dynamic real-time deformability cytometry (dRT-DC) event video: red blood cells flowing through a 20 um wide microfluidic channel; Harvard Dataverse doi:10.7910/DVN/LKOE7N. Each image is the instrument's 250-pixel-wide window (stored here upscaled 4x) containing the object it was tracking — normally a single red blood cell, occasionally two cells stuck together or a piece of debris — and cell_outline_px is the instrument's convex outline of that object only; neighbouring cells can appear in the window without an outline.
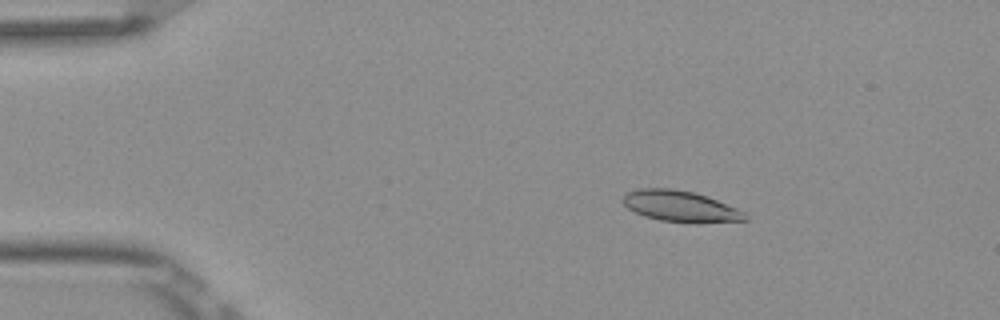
{"species": "Egyptian fruit bat (a non-hibernating species)", "species_latin": "Rousettus aegyptiacus", "temperature_condition": "room temperature", "stored_images_in_passage": 5, "camera_frame_rate_fps": 3000, "um_per_image_px": 0.085, "frame": {"image": 1, "passage_image": 3, "time_ms": 0.667, "image_size_px": [1000, 320], "cell_outline_px": [[748, 220], [696, 224], [660, 220], [644, 216], [628, 208], [620, 200], [628, 192], [640, 188], [672, 188], [692, 192], [716, 200], [736, 208], [744, 212], [748, 216]], "centroid_in_image_um": [57.84, 17.55], "position_along_channel_um": 27.2, "area_um2": 22.14}}